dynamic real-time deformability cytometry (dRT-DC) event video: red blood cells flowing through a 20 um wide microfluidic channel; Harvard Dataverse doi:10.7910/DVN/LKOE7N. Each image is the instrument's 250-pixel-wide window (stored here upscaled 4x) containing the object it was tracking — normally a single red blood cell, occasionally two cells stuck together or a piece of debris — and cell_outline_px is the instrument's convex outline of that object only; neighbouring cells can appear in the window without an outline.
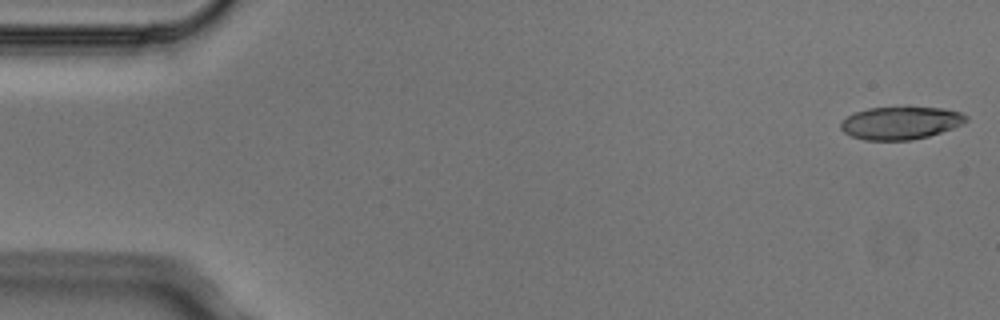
{"species": "Egyptian fruit bat (a non-hibernating species)", "species_latin": "Rousettus aegyptiacus", "temperature_condition": "cold", "stored_images_in_passage": 4, "camera_frame_rate_fps": 3000, "um_per_image_px": 0.085, "animal": {"sex": "male"}, "frame": {"image": 1, "passage_image": 1, "time_ms": 0.0, "image_size_px": [1000, 320], "cell_outline_px": [[968, 120], [964, 124], [928, 136], [912, 140], [864, 140], [852, 136], [844, 132], [840, 128], [840, 124], [848, 116], [856, 112], [868, 108], [904, 104], [944, 108], [960, 112], [968, 116]], "centroid_in_image_um": [76.59, 10.4], "position_along_channel_um": 8.4, "area_um2": 24.74}}
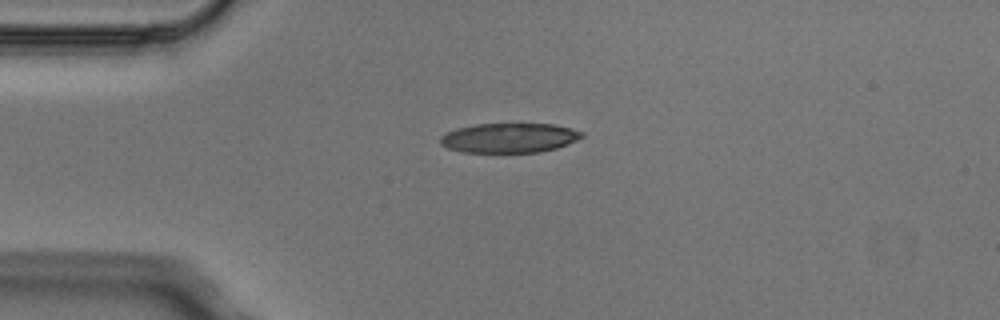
{"frame": {"image": 2, "passage_image": 4, "time_ms": 1.0, "image_size_px": [1000, 320], "cell_outline_px": [[584, 136], [568, 144], [556, 148], [540, 152], [464, 152], [448, 148], [440, 144], [440, 136], [456, 128], [476, 124], [552, 124], [572, 128], [584, 132]], "centroid_in_image_um": [43.3, 11.72], "position_along_channel_um": 41.7, "area_um2": 24.39}}